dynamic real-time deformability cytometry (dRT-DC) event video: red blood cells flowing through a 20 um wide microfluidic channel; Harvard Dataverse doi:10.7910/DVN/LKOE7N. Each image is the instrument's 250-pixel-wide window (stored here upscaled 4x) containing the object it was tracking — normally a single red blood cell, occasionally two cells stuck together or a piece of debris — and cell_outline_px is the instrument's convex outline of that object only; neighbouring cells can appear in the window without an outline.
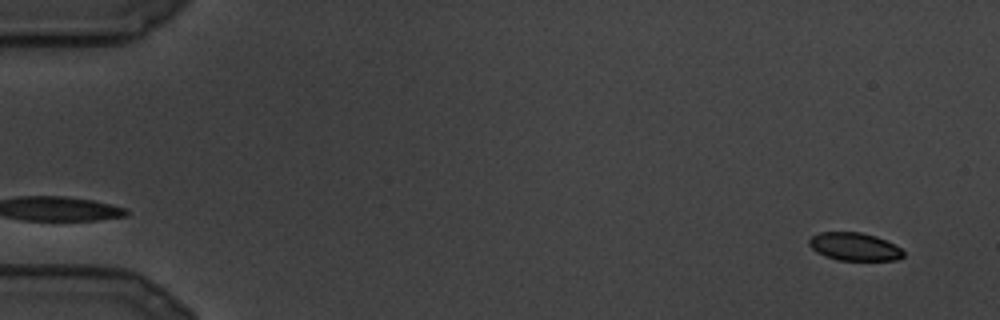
{"species": "common noctule bat (a hibernating species)", "species_latin": "Nyctalus noctula", "temperature_condition": "cold", "stored_images_in_passage": 106, "camera_frame_rate_fps": 3000, "um_per_image_px": 0.085, "animal": {"sex": "male", "body_mass_g": 19.5, "forearm_length_mm": 54.6}, "frame": {"image": 1, "passage_image": 5, "time_ms": 1.333, "image_size_px": [1000, 320], "cell_outline_px": [[904, 256], [896, 260], [836, 260], [824, 256], [816, 252], [808, 244], [808, 240], [812, 236], [820, 232], [860, 232], [876, 236], [888, 240], [900, 248], [904, 252]], "centroid_in_image_um": [72.62, 20.96], "position_along_channel_um": 12.4, "area_um2": 15.49}}
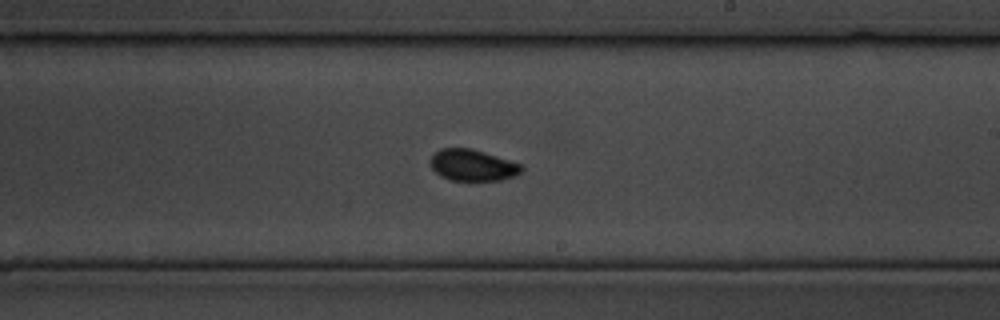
{"frame": {"image": 2, "passage_image": 63, "time_ms": 20.667, "image_size_px": [1000, 320], "cell_outline_px": [[524, 168], [516, 176], [500, 180], [452, 180], [440, 176], [432, 168], [432, 156], [440, 148], [468, 148], [484, 152], [520, 164]], "centroid_in_image_um": [40.18, 14.05], "position_along_channel_um": 248.8, "area_um2": 16.36}}
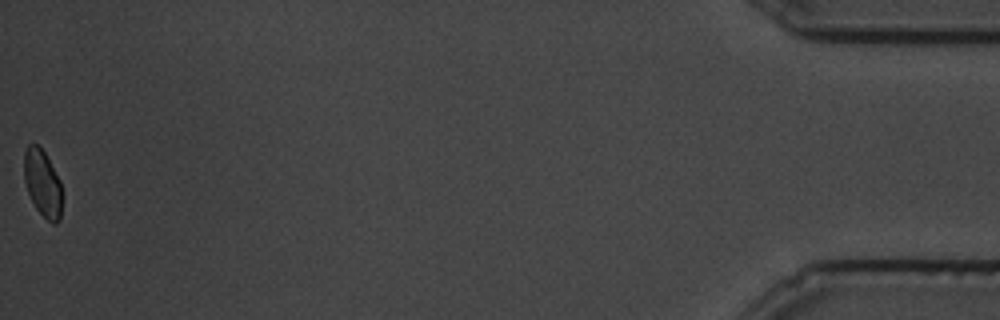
{"frame": {"image": 3, "passage_image": 106, "time_ms": 35.0, "image_size_px": [1000, 320], "cell_outline_px": [[60, 220], [56, 224], [52, 224], [36, 208], [28, 192], [24, 180], [24, 152], [28, 144], [36, 144], [44, 152], [60, 180]], "centroid_in_image_um": [3.59, 15.57], "position_along_channel_um": 431.6, "area_um2": 14.45}}